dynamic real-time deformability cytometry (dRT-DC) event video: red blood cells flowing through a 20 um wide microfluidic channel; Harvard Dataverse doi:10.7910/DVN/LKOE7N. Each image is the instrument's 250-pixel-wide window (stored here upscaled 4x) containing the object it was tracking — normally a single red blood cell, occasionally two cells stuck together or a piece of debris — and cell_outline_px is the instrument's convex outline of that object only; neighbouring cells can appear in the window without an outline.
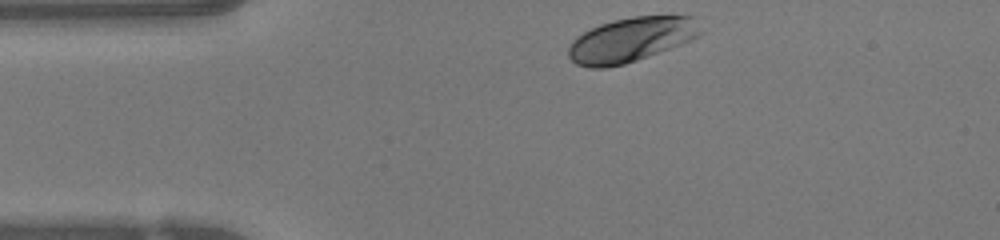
{"species": "human", "species_latin": "Homo sapiens", "temperature_condition": "warm", "stored_images_in_passage": 32, "camera_frame_rate_fps": 3000, "um_per_image_px": 0.085, "donor": {"sex": "female"}, "frame": {"image": 1, "passage_image": 1, "time_ms": 0.0, "image_size_px": [1000, 240], "cell_outline_px": [[700, 36], [692, 40], [636, 60], [624, 64], [604, 68], [588, 68], [576, 64], [568, 56], [568, 48], [572, 40], [576, 36], [600, 24], [612, 20], [632, 16], [692, 16], [700, 32]], "centroid_in_image_um": [53.58, 3.38], "position_along_channel_um": 31.4, "area_um2": 33.99}}
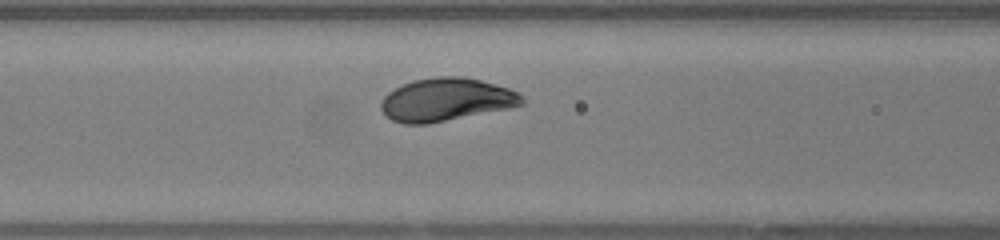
{"frame": {"image": 2, "passage_image": 11, "time_ms": 3.333, "image_size_px": [1000, 240], "cell_outline_px": [[524, 104], [508, 108], [428, 124], [404, 124], [392, 120], [380, 108], [380, 100], [388, 92], [412, 80], [440, 76], [460, 76], [480, 80], [496, 84], [520, 92], [524, 96]], "centroid_in_image_um": [37.93, 8.47], "position_along_channel_um": 128.7, "area_um2": 35.32}}
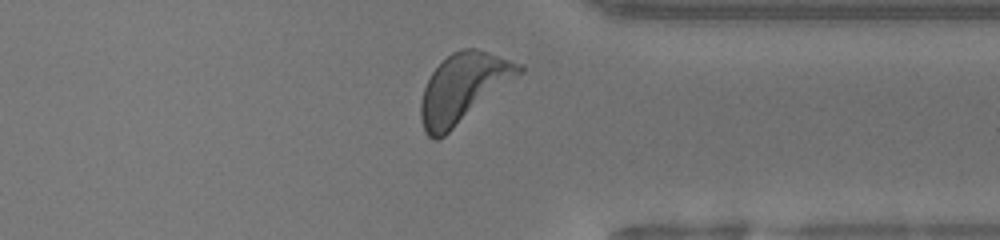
{"frame": {"image": 3, "passage_image": 29, "time_ms": 9.333, "image_size_px": [1000, 240], "cell_outline_px": [[524, 72], [444, 136], [436, 140], [432, 140], [424, 132], [420, 120], [420, 104], [424, 88], [432, 72], [452, 52], [464, 48], [476, 48], [524, 64]], "centroid_in_image_um": [39.38, 7.49], "position_along_channel_um": 372.0, "area_um2": 39.36}, "authors_computed_cell_mechanics": {"area_um2": 35.3158, "velocity_mm_per_s": 4.1528, "shape_relaxation_time_tau1_ms": 1.5849, "shape_relaxation_time_tau2_ms": null, "deformation_change_tau1": 0.1172, "deformation_change_tau2": null}}